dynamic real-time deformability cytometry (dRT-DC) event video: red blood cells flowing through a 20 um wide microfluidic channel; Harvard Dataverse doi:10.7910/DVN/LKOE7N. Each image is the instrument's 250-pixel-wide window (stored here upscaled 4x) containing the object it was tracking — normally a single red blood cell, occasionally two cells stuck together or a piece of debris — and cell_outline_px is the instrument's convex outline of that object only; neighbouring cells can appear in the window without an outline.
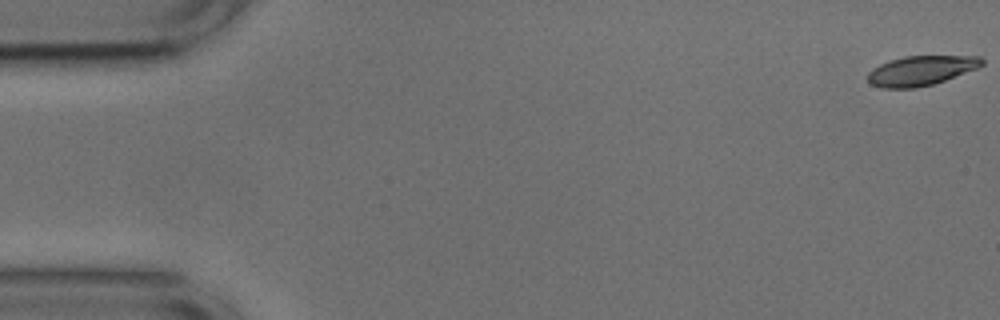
{"species": "common noctule bat (a hibernating species)", "species_latin": "Nyctalus noctula", "temperature_condition": "cold", "stored_images_in_passage": 54, "camera_frame_rate_fps": 3000, "um_per_image_px": 0.085, "animal": {"sex": "male", "body_mass_g": 17.9, "forearm_length_mm": 54.2}, "frame": {"image": 1, "passage_image": 1, "time_ms": 0.0, "image_size_px": [1000, 320], "cell_outline_px": [[984, 64], [980, 68], [932, 84], [916, 88], [880, 88], [872, 84], [868, 80], [868, 72], [872, 68], [880, 64], [904, 56], [980, 56], [984, 60]], "centroid_in_image_um": [78.31, 6.0], "position_along_channel_um": 6.7, "area_um2": 19.77}}
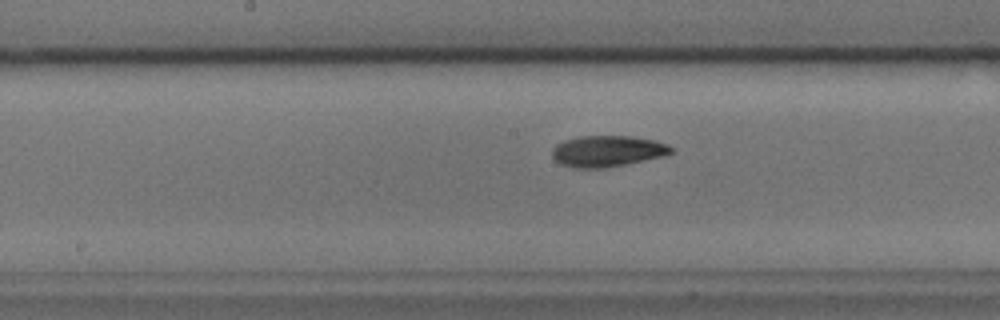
{"frame": {"image": 2, "passage_image": 27, "time_ms": 8.667, "image_size_px": [1000, 320], "cell_outline_px": [[672, 152], [660, 156], [608, 168], [572, 168], [560, 164], [552, 156], [552, 148], [556, 144], [564, 140], [580, 136], [632, 136], [656, 140], [668, 144], [672, 148]], "centroid_in_image_um": [51.58, 12.84], "position_along_channel_um": 196.6, "area_um2": 21.62}}
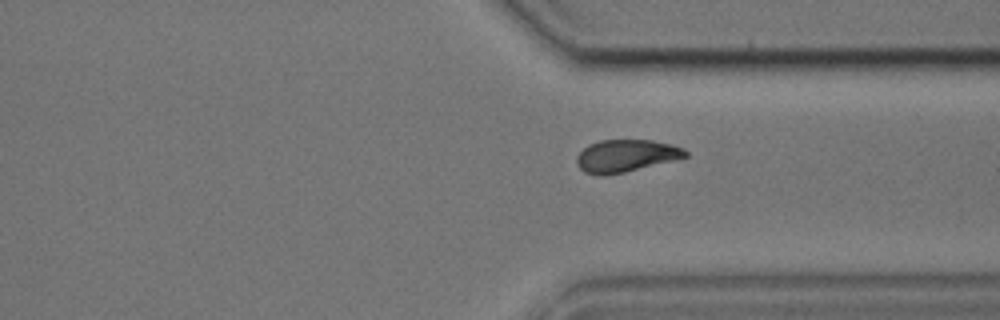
{"frame": {"image": 3, "passage_image": 40, "time_ms": 13.0, "image_size_px": [1000, 320], "cell_outline_px": [[688, 156], [624, 172], [604, 176], [596, 176], [584, 172], [576, 164], [576, 156], [588, 144], [600, 140], [652, 140], [672, 144], [684, 148], [688, 152]], "centroid_in_image_um": [53.16, 13.24], "position_along_channel_um": 358.2, "area_um2": 20.52}, "authors_computed_cell_mechanics": {"area_um2": 20.8658, "velocity_mm_per_s": 3.7331, "shape_relaxation_time_tau1_ms": 3.5291, "shape_relaxation_time_tau2_ms": 5.1233, "deformation_change_tau1": 0.1177, "deformation_change_tau2": 0.0951}}